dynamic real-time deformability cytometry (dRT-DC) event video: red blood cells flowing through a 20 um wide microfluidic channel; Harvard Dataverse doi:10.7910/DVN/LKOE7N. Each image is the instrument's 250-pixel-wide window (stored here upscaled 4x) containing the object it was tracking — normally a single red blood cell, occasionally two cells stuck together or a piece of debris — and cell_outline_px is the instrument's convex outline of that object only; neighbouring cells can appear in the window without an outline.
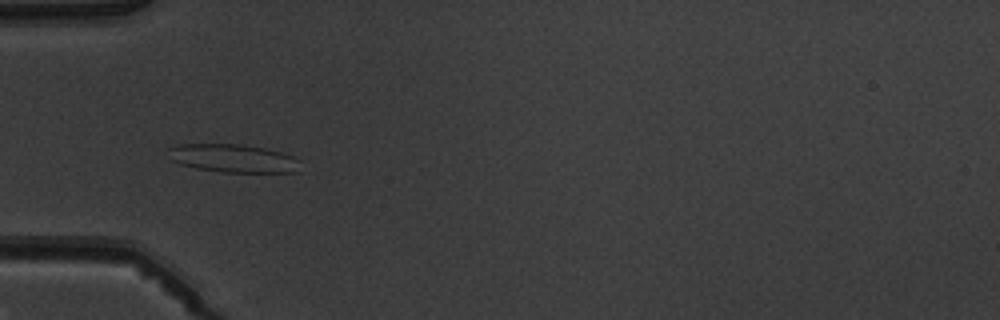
{"species": "common noctule bat (a hibernating species)", "species_latin": "Nyctalus noctula", "temperature_condition": "warm", "stored_images_in_passage": 6, "camera_frame_rate_fps": 3000, "um_per_image_px": 0.085, "animal": {"sex": "male", "body_mass_g": 19.5, "forearm_length_mm": 54.6}, "frame": {"image": 1, "passage_image": 6, "time_ms": 5.667, "image_size_px": [1000, 320], "cell_outline_px": [[300, 172], [220, 172], [196, 168], [180, 164], [168, 160], [168, 148], [180, 144], [240, 144], [264, 148], [280, 152], [292, 156], [300, 160]], "centroid_in_image_um": [19.8, 13.46], "position_along_channel_um": 65.2, "area_um2": 21.91}}